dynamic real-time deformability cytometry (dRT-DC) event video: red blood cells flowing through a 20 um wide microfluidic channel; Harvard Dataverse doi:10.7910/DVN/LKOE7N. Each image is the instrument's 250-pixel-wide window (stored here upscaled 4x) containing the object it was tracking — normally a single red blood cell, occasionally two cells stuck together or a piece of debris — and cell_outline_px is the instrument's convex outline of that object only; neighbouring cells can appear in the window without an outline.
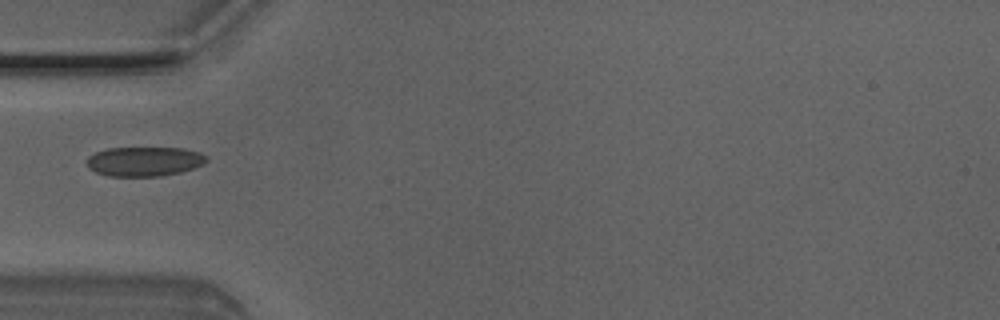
{"species": "Egyptian fruit bat (a non-hibernating species)", "species_latin": "Rousettus aegyptiacus", "temperature_condition": "room temperature", "stored_images_in_passage": 1, "camera_frame_rate_fps": 3000, "um_per_image_px": 0.085, "animal": {"sex": "male"}, "frame": {"image": 1, "passage_image": 1, "time_ms": 0.0, "image_size_px": [1000, 320], "cell_outline_px": [[208, 160], [204, 164], [180, 172], [160, 176], [108, 176], [96, 172], [88, 168], [88, 156], [96, 152], [108, 148], [184, 148], [200, 152], [208, 156]], "centroid_in_image_um": [12.29, 13.72], "position_along_channel_um": 72.7, "area_um2": 20.58}}